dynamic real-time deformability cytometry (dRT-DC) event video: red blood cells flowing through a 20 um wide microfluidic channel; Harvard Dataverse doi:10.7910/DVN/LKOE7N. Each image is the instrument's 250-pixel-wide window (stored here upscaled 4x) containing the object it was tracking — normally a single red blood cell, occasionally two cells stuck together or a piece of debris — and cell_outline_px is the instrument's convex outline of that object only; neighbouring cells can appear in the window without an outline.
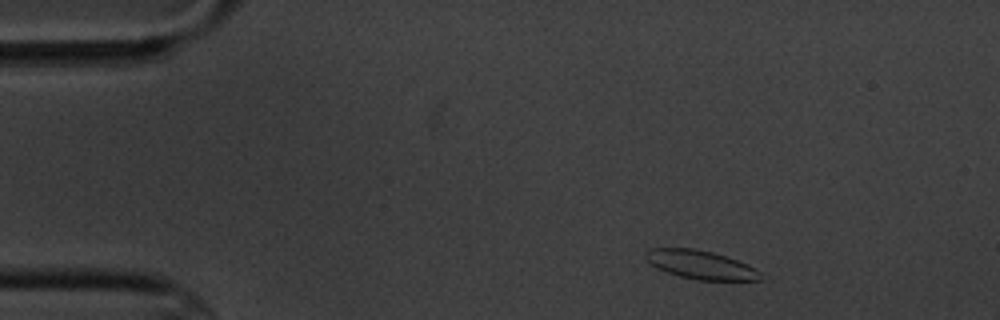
{"species": "common noctule bat (a hibernating species)", "species_latin": "Nyctalus noctula", "temperature_condition": "cold", "stored_images_in_passage": 4, "camera_frame_rate_fps": 3000, "um_per_image_px": 0.085, "animal": {"sex": "male", "body_mass_g": 20.1, "forearm_length_mm": 53.5}, "frame": {"image": 1, "passage_image": 1, "time_ms": 0.0, "image_size_px": [1000, 320], "cell_outline_px": [[768, 280], [696, 280], [680, 276], [656, 268], [644, 256], [644, 252], [648, 248], [692, 248], [712, 252], [748, 264], [764, 272], [768, 276]], "centroid_in_image_um": [59.66, 22.52], "position_along_channel_um": 25.3, "area_um2": 19.48}}